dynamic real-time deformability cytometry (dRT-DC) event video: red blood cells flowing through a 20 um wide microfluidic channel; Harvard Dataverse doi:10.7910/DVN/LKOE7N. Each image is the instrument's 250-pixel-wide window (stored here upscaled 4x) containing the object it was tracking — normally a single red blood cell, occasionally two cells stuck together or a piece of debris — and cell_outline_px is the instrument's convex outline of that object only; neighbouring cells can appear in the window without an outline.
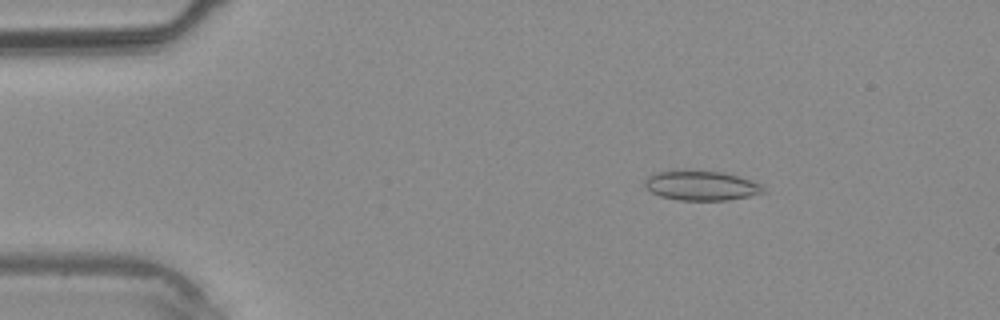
{"species": "common noctule bat (a hibernating species)", "species_latin": "Nyctalus noctula", "temperature_condition": "warm", "stored_images_in_passage": 37, "camera_frame_rate_fps": 3000, "um_per_image_px": 0.085, "animal": {"sex": "male", "body_mass_g": 20.4}, "frame": {"image": 1, "passage_image": 5, "time_ms": 1.333, "image_size_px": [1000, 320], "cell_outline_px": [[764, 192], [748, 196], [728, 200], [676, 200], [660, 196], [652, 192], [644, 184], [644, 180], [648, 176], [656, 172], [680, 168], [724, 172], [752, 180], [760, 184], [764, 188]], "centroid_in_image_um": [59.56, 15.74], "position_along_channel_um": 25.4, "area_um2": 20.92}}
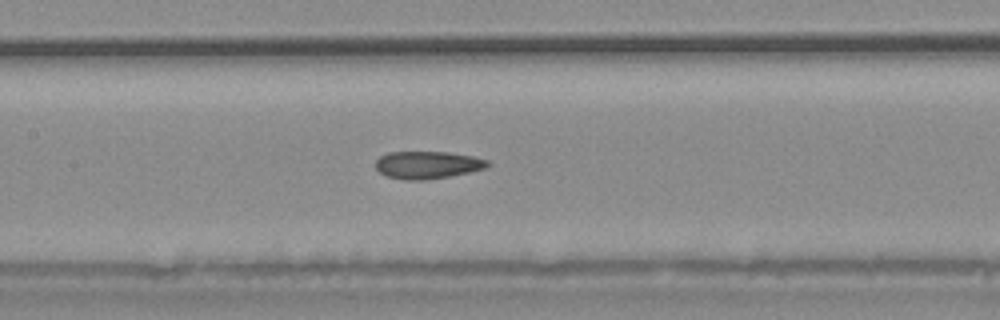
{"frame": {"image": 2, "passage_image": 17, "time_ms": 5.333, "image_size_px": [1000, 320], "cell_outline_px": [[492, 164], [488, 168], [448, 176], [424, 180], [408, 180], [388, 176], [380, 172], [376, 168], [376, 160], [380, 156], [388, 152], [448, 152], [472, 156], [488, 160]], "centroid_in_image_um": [36.37, 14.01], "position_along_channel_um": 171.0, "area_um2": 17.86}}
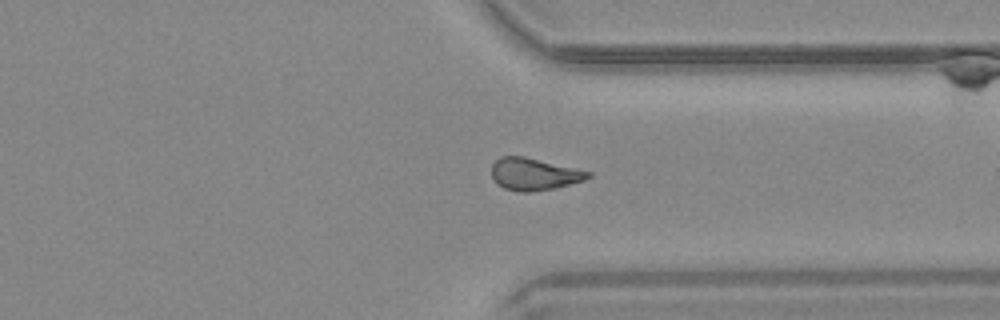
{"frame": {"image": 3, "passage_image": 28, "time_ms": 9.0, "image_size_px": [1000, 320], "cell_outline_px": [[592, 176], [584, 180], [556, 188], [528, 192], [520, 192], [504, 188], [496, 184], [492, 176], [492, 164], [500, 156], [524, 156], [592, 172]], "centroid_in_image_um": [45.38, 14.8], "position_along_channel_um": 366.0, "area_um2": 18.09}}